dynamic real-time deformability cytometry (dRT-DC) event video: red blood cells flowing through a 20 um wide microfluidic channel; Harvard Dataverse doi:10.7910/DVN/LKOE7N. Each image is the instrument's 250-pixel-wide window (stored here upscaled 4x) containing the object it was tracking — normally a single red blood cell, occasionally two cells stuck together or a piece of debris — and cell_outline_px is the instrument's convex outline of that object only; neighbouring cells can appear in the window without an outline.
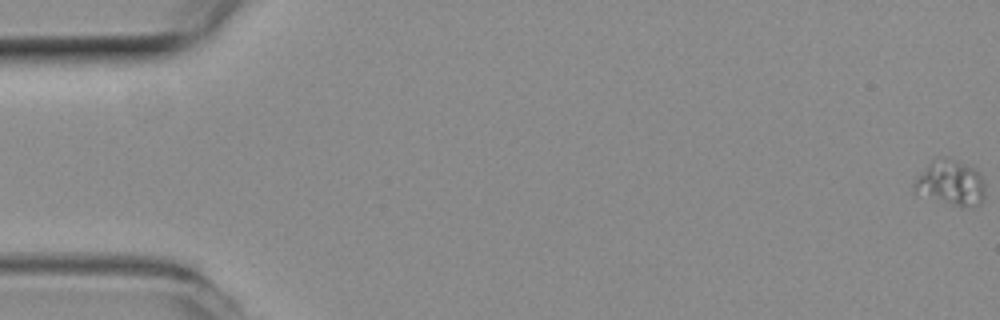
{"species": "common noctule bat (a hibernating species)", "species_latin": "Nyctalus noctula", "temperature_condition": "room temperature", "stored_images_in_passage": 51, "camera_frame_rate_fps": 3000, "um_per_image_px": 0.085, "animal": {"sex": "female", "body_mass_g": 19.3, "forearm_length_mm": 54.1}, "frame": {"image": 1, "passage_image": 1, "time_ms": 0.0, "image_size_px": [1000, 320], "cell_outline_px": [[984, 200], [980, 204], [956, 204], [916, 196], [912, 192], [912, 184], [916, 176], [936, 156], [952, 156], [972, 164], [980, 172], [984, 180]], "centroid_in_image_um": [80.76, 15.45], "position_along_channel_um": 4.2, "area_um2": 19.48}}
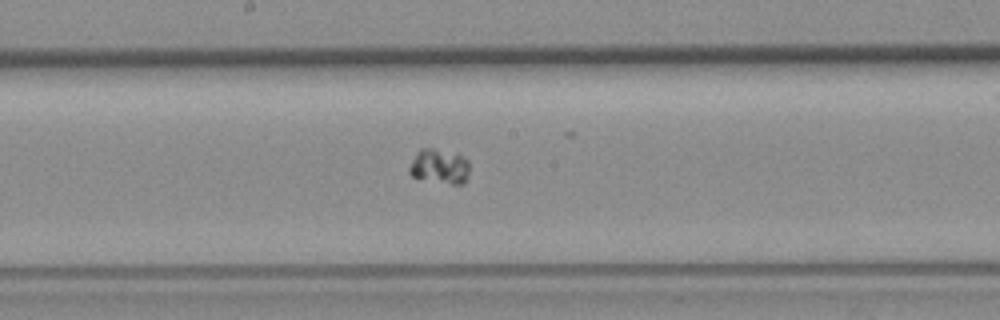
{"frame": {"image": 2, "passage_image": 29, "time_ms": 9.333, "image_size_px": [1000, 320], "cell_outline_px": [[468, 176], [464, 184], [452, 184], [412, 176], [408, 172], [408, 168], [412, 160], [420, 148], [432, 148], [460, 156], [468, 160]], "centroid_in_image_um": [37.34, 14.15], "position_along_channel_um": 210.9, "area_um2": 11.85}}
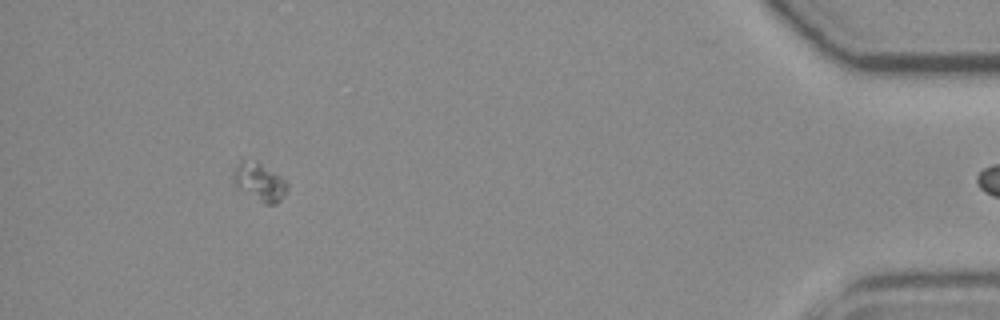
{"frame": {"image": 3, "passage_image": 50, "time_ms": 16.333, "image_size_px": [1000, 320], "cell_outline_px": [[288, 188], [280, 200], [276, 204], [264, 204], [236, 188], [232, 184], [232, 172], [236, 164], [240, 160], [256, 160], [276, 172], [288, 184]], "centroid_in_image_um": [22.0, 15.44], "position_along_channel_um": 413.2, "area_um2": 12.31}}